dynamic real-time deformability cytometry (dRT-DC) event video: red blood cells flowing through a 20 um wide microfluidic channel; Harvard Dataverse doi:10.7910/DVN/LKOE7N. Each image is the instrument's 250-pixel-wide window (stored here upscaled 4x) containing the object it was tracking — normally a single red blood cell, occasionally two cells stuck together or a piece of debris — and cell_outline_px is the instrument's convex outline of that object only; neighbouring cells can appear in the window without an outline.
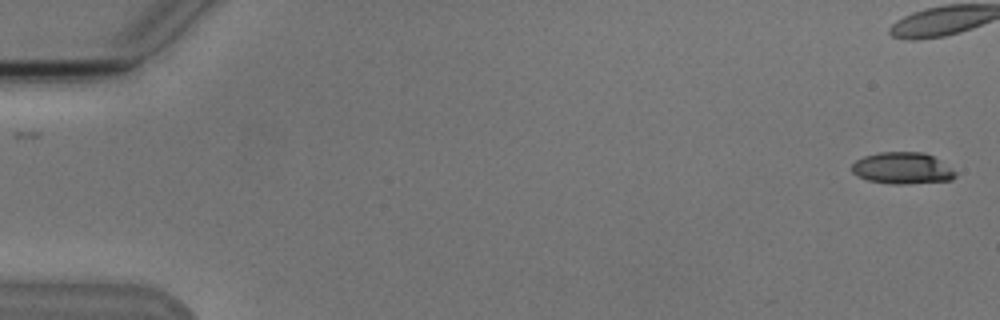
{"species": "Egyptian fruit bat (a non-hibernating species)", "species_latin": "Rousettus aegyptiacus", "temperature_condition": "cold", "stored_images_in_passage": 7, "camera_frame_rate_fps": 3000, "um_per_image_px": 0.085, "animal": {"sex": "male"}, "frame": {"image": 1, "passage_image": 1, "time_ms": 0.0, "image_size_px": [1000, 320], "cell_outline_px": [[956, 176], [952, 180], [908, 184], [892, 184], [868, 180], [852, 172], [852, 164], [856, 160], [864, 156], [880, 152], [924, 152], [932, 156], [952, 168], [956, 172]], "centroid_in_image_um": [76.72, 14.3], "position_along_channel_um": 8.3, "area_um2": 19.02}}